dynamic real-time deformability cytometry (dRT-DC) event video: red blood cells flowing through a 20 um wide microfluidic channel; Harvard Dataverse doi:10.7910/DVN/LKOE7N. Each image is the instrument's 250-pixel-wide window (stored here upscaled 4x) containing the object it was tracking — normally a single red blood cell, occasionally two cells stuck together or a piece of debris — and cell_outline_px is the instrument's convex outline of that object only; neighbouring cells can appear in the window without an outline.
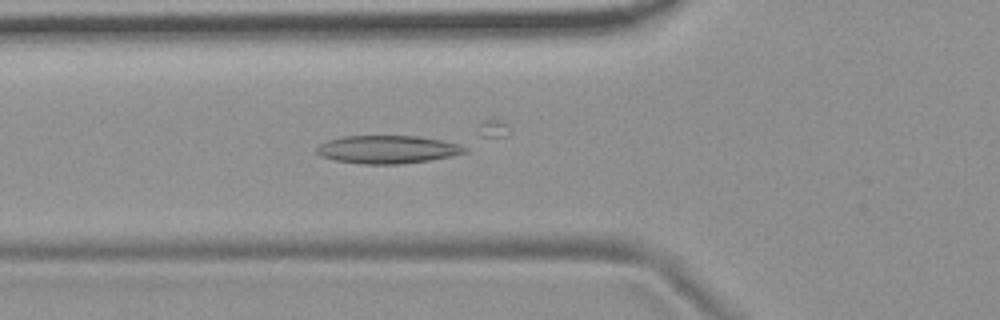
{"species": "common noctule bat (a hibernating species)", "species_latin": "Nyctalus noctula", "temperature_condition": "room temperature", "stored_images_in_passage": 54, "camera_frame_rate_fps": 3000, "um_per_image_px": 0.085, "animal": {"sex": "female", "body_mass_g": 19.9}, "frame": {"image": 1, "passage_image": 18, "time_ms": 5.667, "image_size_px": [1000, 320], "cell_outline_px": [[468, 152], [452, 156], [428, 160], [400, 164], [364, 164], [336, 160], [320, 156], [316, 152], [316, 148], [320, 144], [328, 140], [344, 136], [416, 136], [468, 144]], "centroid_in_image_um": [33.02, 12.7], "position_along_channel_um": 92.8, "area_um2": 24.39}}
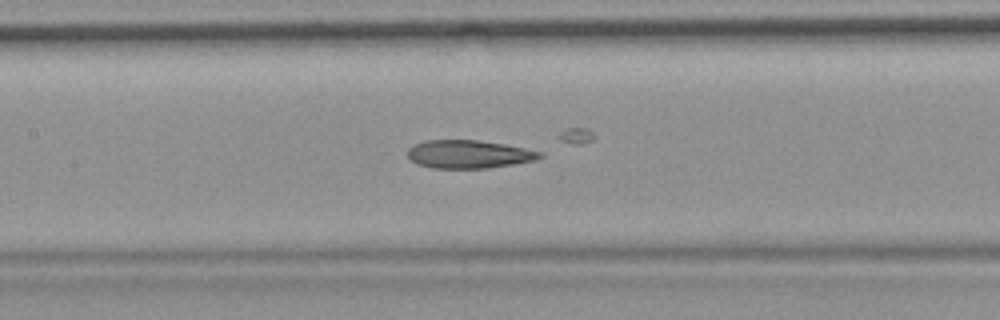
{"frame": {"image": 2, "passage_image": 24, "time_ms": 7.667, "image_size_px": [1000, 320], "cell_outline_px": [[544, 156], [536, 160], [488, 168], [432, 168], [416, 164], [408, 156], [408, 148], [424, 140], [476, 140], [504, 144], [544, 152]], "centroid_in_image_um": [39.86, 13.11], "position_along_channel_um": 167.5, "area_um2": 21.68}}
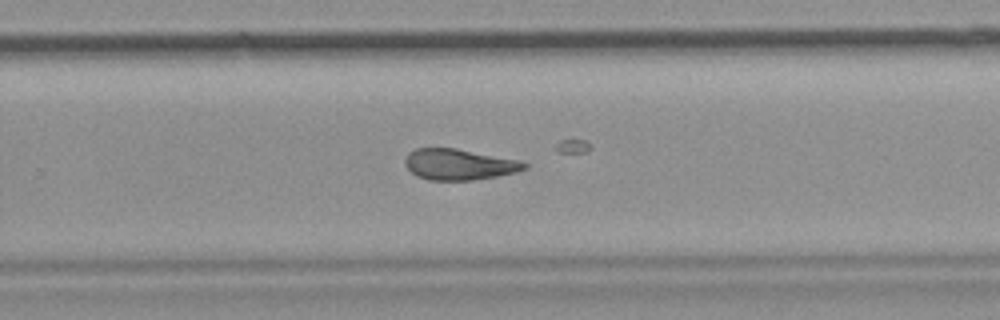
{"frame": {"image": 3, "passage_image": 34, "time_ms": 11.0, "image_size_px": [1000, 320], "cell_outline_px": [[528, 168], [516, 172], [496, 176], [472, 180], [428, 180], [416, 176], [404, 164], [404, 160], [408, 152], [416, 148], [456, 148], [516, 160], [528, 164]], "centroid_in_image_um": [38.97, 13.98], "position_along_channel_um": 290.8, "area_um2": 21.39}, "authors_computed_cell_mechanics": {"area_um2": 23.1489, "velocity_mm_per_s": 3.7193, "shape_relaxation_time_tau1_ms": null, "shape_relaxation_time_tau2_ms": 3.2293, "deformation_change_tau1": null, "deformation_change_tau2": 0.119}}